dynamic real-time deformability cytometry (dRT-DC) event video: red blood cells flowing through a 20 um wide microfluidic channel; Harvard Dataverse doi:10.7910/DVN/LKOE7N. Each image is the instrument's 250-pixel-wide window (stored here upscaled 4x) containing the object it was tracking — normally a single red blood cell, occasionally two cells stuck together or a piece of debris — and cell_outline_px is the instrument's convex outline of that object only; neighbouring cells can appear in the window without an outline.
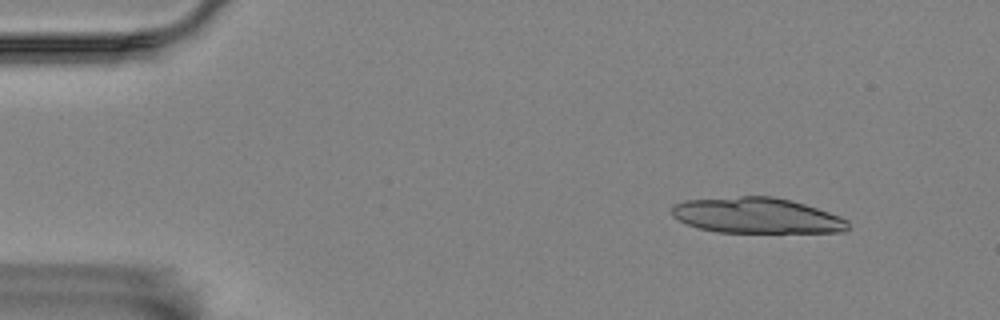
{"species": "Egyptian fruit bat (a non-hibernating species)", "species_latin": "Rousettus aegyptiacus", "temperature_condition": "room temperature", "stored_images_in_passage": 19, "camera_frame_rate_fps": 3000, "um_per_image_px": 0.085, "animal": {"sex": "female"}, "frame": {"image": 1, "passage_image": 1, "time_ms": 0.0, "image_size_px": [1000, 320], "cell_outline_px": [[848, 228], [844, 232], [716, 232], [700, 228], [688, 224], [672, 216], [672, 204], [684, 200], [740, 196], [772, 196], [792, 200], [840, 216], [848, 220]], "centroid_in_image_um": [64.31, 18.31], "position_along_channel_um": 20.7, "area_um2": 36.53}}
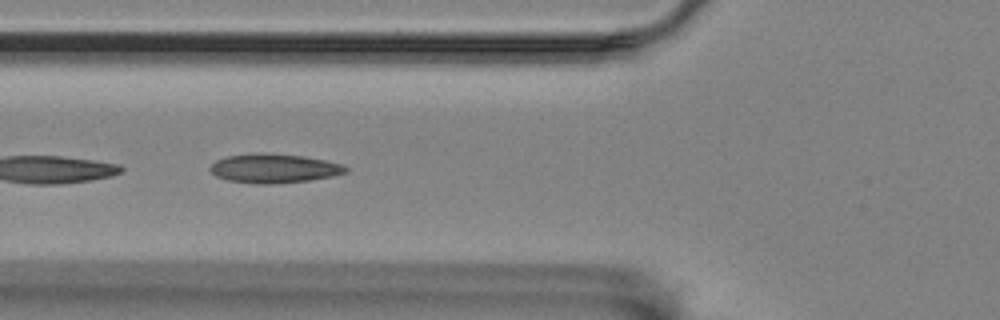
{"frame": {"image": 2, "passage_image": 16, "time_ms": 5.0, "image_size_px": [1000, 320], "cell_outline_px": [[348, 172], [332, 176], [308, 180], [272, 184], [256, 184], [228, 180], [216, 176], [208, 168], [216, 160], [228, 156], [260, 152], [264, 152], [304, 156], [324, 160], [340, 164], [348, 168]], "centroid_in_image_um": [23.27, 14.3], "position_along_channel_um": 102.5, "area_um2": 22.95}}